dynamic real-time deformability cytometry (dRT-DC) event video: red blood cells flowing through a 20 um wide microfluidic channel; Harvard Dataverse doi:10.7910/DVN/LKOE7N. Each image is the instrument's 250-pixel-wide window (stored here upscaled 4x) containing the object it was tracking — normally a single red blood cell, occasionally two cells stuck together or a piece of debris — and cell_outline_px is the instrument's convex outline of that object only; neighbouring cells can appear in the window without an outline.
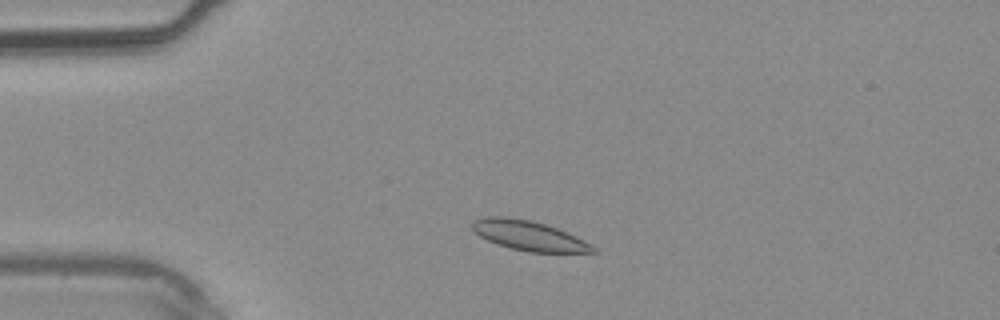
{"species": "common noctule bat (a hibernating species)", "species_latin": "Nyctalus noctula", "temperature_condition": "warm", "stored_images_in_passage": 36, "camera_frame_rate_fps": 3000, "um_per_image_px": 0.085, "animal": {"sex": "male", "body_mass_g": 20.4}, "frame": {"image": 1, "passage_image": 6, "time_ms": 1.667, "image_size_px": [1000, 320], "cell_outline_px": [[600, 252], [528, 252], [508, 248], [496, 244], [472, 232], [472, 220], [488, 216], [504, 216], [532, 220], [556, 228], [576, 236], [592, 244]], "centroid_in_image_um": [44.93, 20.03], "position_along_channel_um": 40.1, "area_um2": 21.1}}
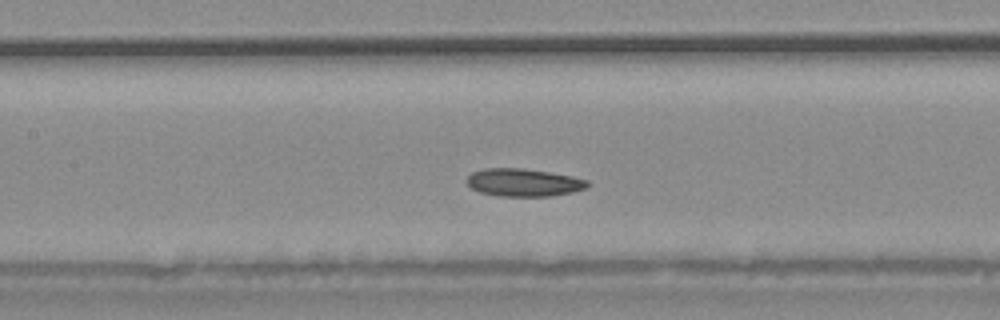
{"frame": {"image": 2, "passage_image": 15, "time_ms": 4.667, "image_size_px": [1000, 320], "cell_outline_px": [[592, 184], [584, 188], [572, 192], [552, 196], [500, 196], [480, 192], [472, 188], [464, 180], [472, 172], [484, 168], [524, 168], [572, 176], [588, 180]], "centroid_in_image_um": [44.5, 15.51], "position_along_channel_um": 162.9, "area_um2": 19.59}}
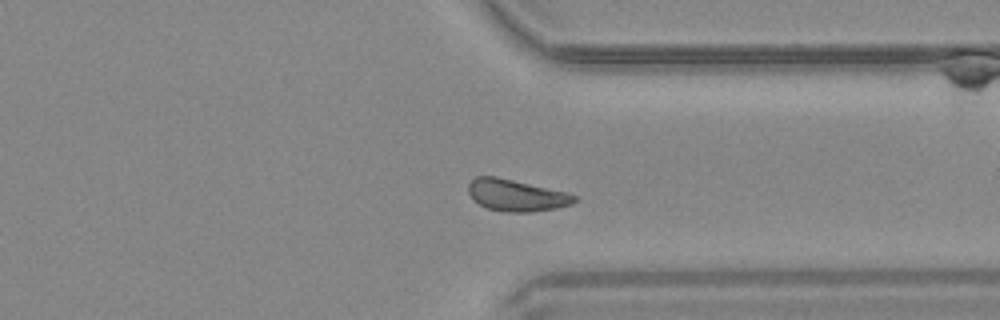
{"frame": {"image": 3, "passage_image": 27, "time_ms": 8.667, "image_size_px": [1000, 320], "cell_outline_px": [[576, 200], [572, 204], [556, 208], [532, 212], [508, 212], [488, 208], [472, 200], [468, 192], [468, 184], [476, 176], [496, 176], [568, 192], [576, 196]], "centroid_in_image_um": [43.88, 16.59], "position_along_channel_um": 367.5, "area_um2": 19.65}}